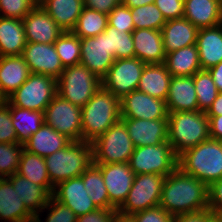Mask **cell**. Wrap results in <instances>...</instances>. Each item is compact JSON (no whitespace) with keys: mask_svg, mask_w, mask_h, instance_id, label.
Returning <instances> with one entry per match:
<instances>
[{"mask_svg":"<svg viewBox=\"0 0 222 222\" xmlns=\"http://www.w3.org/2000/svg\"><path fill=\"white\" fill-rule=\"evenodd\" d=\"M159 205L172 216L208 209V186L177 168L165 177Z\"/></svg>","mask_w":222,"mask_h":222,"instance_id":"6da1fadb","label":"cell"},{"mask_svg":"<svg viewBox=\"0 0 222 222\" xmlns=\"http://www.w3.org/2000/svg\"><path fill=\"white\" fill-rule=\"evenodd\" d=\"M82 141L92 143L121 119L120 99L101 86L81 108Z\"/></svg>","mask_w":222,"mask_h":222,"instance_id":"7a4b0ae2","label":"cell"},{"mask_svg":"<svg viewBox=\"0 0 222 222\" xmlns=\"http://www.w3.org/2000/svg\"><path fill=\"white\" fill-rule=\"evenodd\" d=\"M178 168L207 186L222 178V141L209 138L178 156Z\"/></svg>","mask_w":222,"mask_h":222,"instance_id":"3957f363","label":"cell"},{"mask_svg":"<svg viewBox=\"0 0 222 222\" xmlns=\"http://www.w3.org/2000/svg\"><path fill=\"white\" fill-rule=\"evenodd\" d=\"M167 119L168 142L177 156L210 138L206 112H172Z\"/></svg>","mask_w":222,"mask_h":222,"instance_id":"277c9868","label":"cell"},{"mask_svg":"<svg viewBox=\"0 0 222 222\" xmlns=\"http://www.w3.org/2000/svg\"><path fill=\"white\" fill-rule=\"evenodd\" d=\"M52 187L80 176L93 163V147L88 141L71 142L45 158Z\"/></svg>","mask_w":222,"mask_h":222,"instance_id":"5b68a950","label":"cell"},{"mask_svg":"<svg viewBox=\"0 0 222 222\" xmlns=\"http://www.w3.org/2000/svg\"><path fill=\"white\" fill-rule=\"evenodd\" d=\"M101 86V79L79 63L62 71L57 79V94L82 108Z\"/></svg>","mask_w":222,"mask_h":222,"instance_id":"8992f818","label":"cell"},{"mask_svg":"<svg viewBox=\"0 0 222 222\" xmlns=\"http://www.w3.org/2000/svg\"><path fill=\"white\" fill-rule=\"evenodd\" d=\"M91 144L94 164L128 163L135 148L121 119Z\"/></svg>","mask_w":222,"mask_h":222,"instance_id":"52a82bcc","label":"cell"},{"mask_svg":"<svg viewBox=\"0 0 222 222\" xmlns=\"http://www.w3.org/2000/svg\"><path fill=\"white\" fill-rule=\"evenodd\" d=\"M129 165L135 175L167 176L178 168V156L168 141L159 145L135 147Z\"/></svg>","mask_w":222,"mask_h":222,"instance_id":"ba28073f","label":"cell"},{"mask_svg":"<svg viewBox=\"0 0 222 222\" xmlns=\"http://www.w3.org/2000/svg\"><path fill=\"white\" fill-rule=\"evenodd\" d=\"M56 94V79L48 75L31 73L6 100L12 106L44 112Z\"/></svg>","mask_w":222,"mask_h":222,"instance_id":"9c48e42d","label":"cell"},{"mask_svg":"<svg viewBox=\"0 0 222 222\" xmlns=\"http://www.w3.org/2000/svg\"><path fill=\"white\" fill-rule=\"evenodd\" d=\"M44 123L72 142L82 141L81 107L56 94L44 110Z\"/></svg>","mask_w":222,"mask_h":222,"instance_id":"30bf717a","label":"cell"},{"mask_svg":"<svg viewBox=\"0 0 222 222\" xmlns=\"http://www.w3.org/2000/svg\"><path fill=\"white\" fill-rule=\"evenodd\" d=\"M164 181L165 176L160 174L135 175L126 200L117 210L124 214H134L159 205Z\"/></svg>","mask_w":222,"mask_h":222,"instance_id":"8fae6325","label":"cell"},{"mask_svg":"<svg viewBox=\"0 0 222 222\" xmlns=\"http://www.w3.org/2000/svg\"><path fill=\"white\" fill-rule=\"evenodd\" d=\"M145 65L136 57L116 59L107 74L101 79L102 86L121 99L137 90Z\"/></svg>","mask_w":222,"mask_h":222,"instance_id":"7c38bea8","label":"cell"},{"mask_svg":"<svg viewBox=\"0 0 222 222\" xmlns=\"http://www.w3.org/2000/svg\"><path fill=\"white\" fill-rule=\"evenodd\" d=\"M120 113L121 118L147 120L168 118L165 101L139 90H134L120 99Z\"/></svg>","mask_w":222,"mask_h":222,"instance_id":"4fadbf2b","label":"cell"},{"mask_svg":"<svg viewBox=\"0 0 222 222\" xmlns=\"http://www.w3.org/2000/svg\"><path fill=\"white\" fill-rule=\"evenodd\" d=\"M31 73L58 79L65 69L54 44L27 42L22 55Z\"/></svg>","mask_w":222,"mask_h":222,"instance_id":"5bb4252c","label":"cell"},{"mask_svg":"<svg viewBox=\"0 0 222 222\" xmlns=\"http://www.w3.org/2000/svg\"><path fill=\"white\" fill-rule=\"evenodd\" d=\"M104 179L109 201L118 209L126 200L135 174L129 163L96 164Z\"/></svg>","mask_w":222,"mask_h":222,"instance_id":"9a60e30c","label":"cell"},{"mask_svg":"<svg viewBox=\"0 0 222 222\" xmlns=\"http://www.w3.org/2000/svg\"><path fill=\"white\" fill-rule=\"evenodd\" d=\"M80 63L102 79L114 63L115 57L107 50L106 31L95 37L81 38Z\"/></svg>","mask_w":222,"mask_h":222,"instance_id":"2e32d148","label":"cell"},{"mask_svg":"<svg viewBox=\"0 0 222 222\" xmlns=\"http://www.w3.org/2000/svg\"><path fill=\"white\" fill-rule=\"evenodd\" d=\"M27 42L54 44L64 32L49 14L37 5L23 19Z\"/></svg>","mask_w":222,"mask_h":222,"instance_id":"e0dca14e","label":"cell"},{"mask_svg":"<svg viewBox=\"0 0 222 222\" xmlns=\"http://www.w3.org/2000/svg\"><path fill=\"white\" fill-rule=\"evenodd\" d=\"M134 147L159 145L168 141V119L121 118Z\"/></svg>","mask_w":222,"mask_h":222,"instance_id":"ac0fdd59","label":"cell"},{"mask_svg":"<svg viewBox=\"0 0 222 222\" xmlns=\"http://www.w3.org/2000/svg\"><path fill=\"white\" fill-rule=\"evenodd\" d=\"M52 196L69 207L77 217L97 209L84 188L81 176L59 183L54 187Z\"/></svg>","mask_w":222,"mask_h":222,"instance_id":"d6986e66","label":"cell"},{"mask_svg":"<svg viewBox=\"0 0 222 222\" xmlns=\"http://www.w3.org/2000/svg\"><path fill=\"white\" fill-rule=\"evenodd\" d=\"M135 57L145 64H161L165 61L162 33L153 29H134L132 31Z\"/></svg>","mask_w":222,"mask_h":222,"instance_id":"ffe728a7","label":"cell"},{"mask_svg":"<svg viewBox=\"0 0 222 222\" xmlns=\"http://www.w3.org/2000/svg\"><path fill=\"white\" fill-rule=\"evenodd\" d=\"M165 102L168 113L198 111L193 76H172Z\"/></svg>","mask_w":222,"mask_h":222,"instance_id":"44dd1931","label":"cell"},{"mask_svg":"<svg viewBox=\"0 0 222 222\" xmlns=\"http://www.w3.org/2000/svg\"><path fill=\"white\" fill-rule=\"evenodd\" d=\"M196 46L202 70L219 64L222 61V23L199 29Z\"/></svg>","mask_w":222,"mask_h":222,"instance_id":"7402d4cb","label":"cell"},{"mask_svg":"<svg viewBox=\"0 0 222 222\" xmlns=\"http://www.w3.org/2000/svg\"><path fill=\"white\" fill-rule=\"evenodd\" d=\"M198 30L184 17L166 21L161 29L165 53L196 44Z\"/></svg>","mask_w":222,"mask_h":222,"instance_id":"603a6c76","label":"cell"},{"mask_svg":"<svg viewBox=\"0 0 222 222\" xmlns=\"http://www.w3.org/2000/svg\"><path fill=\"white\" fill-rule=\"evenodd\" d=\"M31 74L24 58L20 56L0 57V90L7 99Z\"/></svg>","mask_w":222,"mask_h":222,"instance_id":"cb8c5ba5","label":"cell"},{"mask_svg":"<svg viewBox=\"0 0 222 222\" xmlns=\"http://www.w3.org/2000/svg\"><path fill=\"white\" fill-rule=\"evenodd\" d=\"M72 141L44 123L24 143V149L30 153L46 158L47 156L67 147Z\"/></svg>","mask_w":222,"mask_h":222,"instance_id":"d4e9b609","label":"cell"},{"mask_svg":"<svg viewBox=\"0 0 222 222\" xmlns=\"http://www.w3.org/2000/svg\"><path fill=\"white\" fill-rule=\"evenodd\" d=\"M198 29L222 23V9L217 0H184V16Z\"/></svg>","mask_w":222,"mask_h":222,"instance_id":"484cf974","label":"cell"},{"mask_svg":"<svg viewBox=\"0 0 222 222\" xmlns=\"http://www.w3.org/2000/svg\"><path fill=\"white\" fill-rule=\"evenodd\" d=\"M39 5L63 31H72L84 8L83 0H39Z\"/></svg>","mask_w":222,"mask_h":222,"instance_id":"4316f807","label":"cell"},{"mask_svg":"<svg viewBox=\"0 0 222 222\" xmlns=\"http://www.w3.org/2000/svg\"><path fill=\"white\" fill-rule=\"evenodd\" d=\"M26 44L22 20L0 16V57L20 56Z\"/></svg>","mask_w":222,"mask_h":222,"instance_id":"83f0119b","label":"cell"},{"mask_svg":"<svg viewBox=\"0 0 222 222\" xmlns=\"http://www.w3.org/2000/svg\"><path fill=\"white\" fill-rule=\"evenodd\" d=\"M171 77L164 63L146 64L143 68L137 90L166 101Z\"/></svg>","mask_w":222,"mask_h":222,"instance_id":"f1b7e54d","label":"cell"},{"mask_svg":"<svg viewBox=\"0 0 222 222\" xmlns=\"http://www.w3.org/2000/svg\"><path fill=\"white\" fill-rule=\"evenodd\" d=\"M6 178L33 215H39V212L44 210L51 195L42 186L34 184L17 173Z\"/></svg>","mask_w":222,"mask_h":222,"instance_id":"f546056e","label":"cell"},{"mask_svg":"<svg viewBox=\"0 0 222 222\" xmlns=\"http://www.w3.org/2000/svg\"><path fill=\"white\" fill-rule=\"evenodd\" d=\"M34 215L26 208L11 182L6 178L0 180V220L5 222H24Z\"/></svg>","mask_w":222,"mask_h":222,"instance_id":"4dcf8cb0","label":"cell"},{"mask_svg":"<svg viewBox=\"0 0 222 222\" xmlns=\"http://www.w3.org/2000/svg\"><path fill=\"white\" fill-rule=\"evenodd\" d=\"M164 64L171 76H193L202 70L196 44L166 54Z\"/></svg>","mask_w":222,"mask_h":222,"instance_id":"1f68e13d","label":"cell"},{"mask_svg":"<svg viewBox=\"0 0 222 222\" xmlns=\"http://www.w3.org/2000/svg\"><path fill=\"white\" fill-rule=\"evenodd\" d=\"M17 174L25 177L34 184L42 186L50 195L54 188L48 176L45 158L23 150Z\"/></svg>","mask_w":222,"mask_h":222,"instance_id":"d6a6232c","label":"cell"},{"mask_svg":"<svg viewBox=\"0 0 222 222\" xmlns=\"http://www.w3.org/2000/svg\"><path fill=\"white\" fill-rule=\"evenodd\" d=\"M10 115L18 142L24 144L44 124V112L23 109L10 104Z\"/></svg>","mask_w":222,"mask_h":222,"instance_id":"836d02e7","label":"cell"},{"mask_svg":"<svg viewBox=\"0 0 222 222\" xmlns=\"http://www.w3.org/2000/svg\"><path fill=\"white\" fill-rule=\"evenodd\" d=\"M84 188L97 208H116L110 201L100 168L92 163L81 175Z\"/></svg>","mask_w":222,"mask_h":222,"instance_id":"e575fe53","label":"cell"},{"mask_svg":"<svg viewBox=\"0 0 222 222\" xmlns=\"http://www.w3.org/2000/svg\"><path fill=\"white\" fill-rule=\"evenodd\" d=\"M107 26V14L84 7L72 32L80 39L95 37L105 31Z\"/></svg>","mask_w":222,"mask_h":222,"instance_id":"d590c367","label":"cell"},{"mask_svg":"<svg viewBox=\"0 0 222 222\" xmlns=\"http://www.w3.org/2000/svg\"><path fill=\"white\" fill-rule=\"evenodd\" d=\"M105 31L107 50L112 53L115 60L135 57L132 32L119 33L110 25L106 27Z\"/></svg>","mask_w":222,"mask_h":222,"instance_id":"8d00e7d4","label":"cell"},{"mask_svg":"<svg viewBox=\"0 0 222 222\" xmlns=\"http://www.w3.org/2000/svg\"><path fill=\"white\" fill-rule=\"evenodd\" d=\"M54 46L64 68L80 63L81 42L72 31H64L54 42Z\"/></svg>","mask_w":222,"mask_h":222,"instance_id":"74e56055","label":"cell"},{"mask_svg":"<svg viewBox=\"0 0 222 222\" xmlns=\"http://www.w3.org/2000/svg\"><path fill=\"white\" fill-rule=\"evenodd\" d=\"M198 110L207 112L217 98L218 90L208 70H200L193 75Z\"/></svg>","mask_w":222,"mask_h":222,"instance_id":"f35d334b","label":"cell"},{"mask_svg":"<svg viewBox=\"0 0 222 222\" xmlns=\"http://www.w3.org/2000/svg\"><path fill=\"white\" fill-rule=\"evenodd\" d=\"M131 13L135 29H153L161 31L166 23L162 12L155 3L135 7L131 9Z\"/></svg>","mask_w":222,"mask_h":222,"instance_id":"ab89813d","label":"cell"},{"mask_svg":"<svg viewBox=\"0 0 222 222\" xmlns=\"http://www.w3.org/2000/svg\"><path fill=\"white\" fill-rule=\"evenodd\" d=\"M24 144L0 143V175L4 177L17 173Z\"/></svg>","mask_w":222,"mask_h":222,"instance_id":"60d3db41","label":"cell"},{"mask_svg":"<svg viewBox=\"0 0 222 222\" xmlns=\"http://www.w3.org/2000/svg\"><path fill=\"white\" fill-rule=\"evenodd\" d=\"M39 4V0H0V16L23 19Z\"/></svg>","mask_w":222,"mask_h":222,"instance_id":"b9f144b4","label":"cell"},{"mask_svg":"<svg viewBox=\"0 0 222 222\" xmlns=\"http://www.w3.org/2000/svg\"><path fill=\"white\" fill-rule=\"evenodd\" d=\"M108 25L114 27L118 32H132L134 28L131 9L123 4L116 6L108 14Z\"/></svg>","mask_w":222,"mask_h":222,"instance_id":"7bdbcfd3","label":"cell"},{"mask_svg":"<svg viewBox=\"0 0 222 222\" xmlns=\"http://www.w3.org/2000/svg\"><path fill=\"white\" fill-rule=\"evenodd\" d=\"M44 209H48L49 211L46 222H77L76 214L52 195Z\"/></svg>","mask_w":222,"mask_h":222,"instance_id":"ee69618b","label":"cell"},{"mask_svg":"<svg viewBox=\"0 0 222 222\" xmlns=\"http://www.w3.org/2000/svg\"><path fill=\"white\" fill-rule=\"evenodd\" d=\"M0 143H19L10 115V103L0 104Z\"/></svg>","mask_w":222,"mask_h":222,"instance_id":"f6af8a7d","label":"cell"},{"mask_svg":"<svg viewBox=\"0 0 222 222\" xmlns=\"http://www.w3.org/2000/svg\"><path fill=\"white\" fill-rule=\"evenodd\" d=\"M135 222H173V217L160 205L132 214Z\"/></svg>","mask_w":222,"mask_h":222,"instance_id":"bcb514c9","label":"cell"},{"mask_svg":"<svg viewBox=\"0 0 222 222\" xmlns=\"http://www.w3.org/2000/svg\"><path fill=\"white\" fill-rule=\"evenodd\" d=\"M166 21L184 16V0H155Z\"/></svg>","mask_w":222,"mask_h":222,"instance_id":"7dc6e473","label":"cell"},{"mask_svg":"<svg viewBox=\"0 0 222 222\" xmlns=\"http://www.w3.org/2000/svg\"><path fill=\"white\" fill-rule=\"evenodd\" d=\"M208 209L216 217H222V178L208 186Z\"/></svg>","mask_w":222,"mask_h":222,"instance_id":"c3c4849f","label":"cell"},{"mask_svg":"<svg viewBox=\"0 0 222 222\" xmlns=\"http://www.w3.org/2000/svg\"><path fill=\"white\" fill-rule=\"evenodd\" d=\"M117 208H97L94 211L77 217V222H114Z\"/></svg>","mask_w":222,"mask_h":222,"instance_id":"681fc988","label":"cell"},{"mask_svg":"<svg viewBox=\"0 0 222 222\" xmlns=\"http://www.w3.org/2000/svg\"><path fill=\"white\" fill-rule=\"evenodd\" d=\"M84 7L104 14H109L122 0H83Z\"/></svg>","mask_w":222,"mask_h":222,"instance_id":"f907efd6","label":"cell"},{"mask_svg":"<svg viewBox=\"0 0 222 222\" xmlns=\"http://www.w3.org/2000/svg\"><path fill=\"white\" fill-rule=\"evenodd\" d=\"M214 214L205 209L199 212L180 214L173 217V222H209Z\"/></svg>","mask_w":222,"mask_h":222,"instance_id":"816d5d0a","label":"cell"},{"mask_svg":"<svg viewBox=\"0 0 222 222\" xmlns=\"http://www.w3.org/2000/svg\"><path fill=\"white\" fill-rule=\"evenodd\" d=\"M209 118L210 138L222 141V115Z\"/></svg>","mask_w":222,"mask_h":222,"instance_id":"f5cc1de1","label":"cell"},{"mask_svg":"<svg viewBox=\"0 0 222 222\" xmlns=\"http://www.w3.org/2000/svg\"><path fill=\"white\" fill-rule=\"evenodd\" d=\"M208 71L214 80L218 92H222V61L219 64L209 68Z\"/></svg>","mask_w":222,"mask_h":222,"instance_id":"db71d44e","label":"cell"},{"mask_svg":"<svg viewBox=\"0 0 222 222\" xmlns=\"http://www.w3.org/2000/svg\"><path fill=\"white\" fill-rule=\"evenodd\" d=\"M207 116L222 115V92H219L217 98L213 101L212 106L206 112Z\"/></svg>","mask_w":222,"mask_h":222,"instance_id":"11a10c76","label":"cell"},{"mask_svg":"<svg viewBox=\"0 0 222 222\" xmlns=\"http://www.w3.org/2000/svg\"><path fill=\"white\" fill-rule=\"evenodd\" d=\"M155 3V0H122V4L130 9Z\"/></svg>","mask_w":222,"mask_h":222,"instance_id":"9f6ffc18","label":"cell"},{"mask_svg":"<svg viewBox=\"0 0 222 222\" xmlns=\"http://www.w3.org/2000/svg\"><path fill=\"white\" fill-rule=\"evenodd\" d=\"M114 222H135V218L132 214H124L117 210L115 212Z\"/></svg>","mask_w":222,"mask_h":222,"instance_id":"6f0895ef","label":"cell"},{"mask_svg":"<svg viewBox=\"0 0 222 222\" xmlns=\"http://www.w3.org/2000/svg\"><path fill=\"white\" fill-rule=\"evenodd\" d=\"M39 216L40 215H34L33 217L26 219L24 222H41V219Z\"/></svg>","mask_w":222,"mask_h":222,"instance_id":"680465c9","label":"cell"},{"mask_svg":"<svg viewBox=\"0 0 222 222\" xmlns=\"http://www.w3.org/2000/svg\"><path fill=\"white\" fill-rule=\"evenodd\" d=\"M209 222H222V217L214 216Z\"/></svg>","mask_w":222,"mask_h":222,"instance_id":"91938a15","label":"cell"},{"mask_svg":"<svg viewBox=\"0 0 222 222\" xmlns=\"http://www.w3.org/2000/svg\"><path fill=\"white\" fill-rule=\"evenodd\" d=\"M6 101V99L3 97V94L0 90V104L4 103Z\"/></svg>","mask_w":222,"mask_h":222,"instance_id":"94428289","label":"cell"},{"mask_svg":"<svg viewBox=\"0 0 222 222\" xmlns=\"http://www.w3.org/2000/svg\"><path fill=\"white\" fill-rule=\"evenodd\" d=\"M217 2L219 4L220 8L222 9V0H217Z\"/></svg>","mask_w":222,"mask_h":222,"instance_id":"6125c7cd","label":"cell"}]
</instances>
